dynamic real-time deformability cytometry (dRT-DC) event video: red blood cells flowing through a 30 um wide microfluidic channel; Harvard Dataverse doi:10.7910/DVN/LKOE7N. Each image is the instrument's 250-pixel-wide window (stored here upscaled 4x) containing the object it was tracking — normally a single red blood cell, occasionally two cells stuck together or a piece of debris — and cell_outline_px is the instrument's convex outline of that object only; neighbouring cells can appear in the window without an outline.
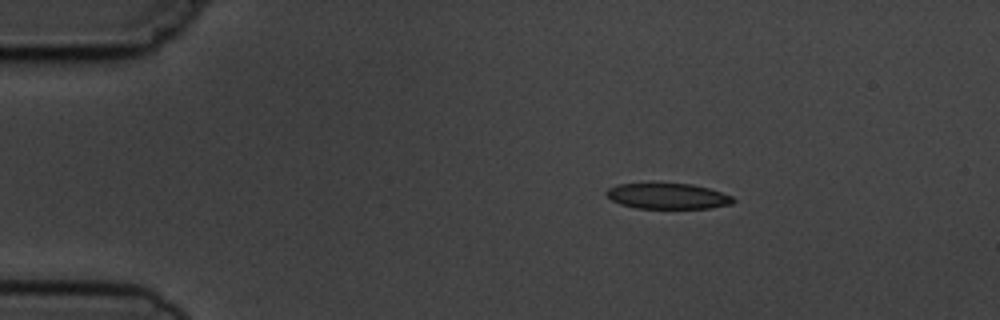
{"species": "common noctule bat (a hibernating species)", "species_latin": "Nyctalus noctula", "temperature_condition": "cold", "stored_images_in_passage": 4, "camera_frame_rate_fps": 3000, "um_per_image_px": 0.085, "animal": {"sex": "male", "body_mass_g": 19.5, "forearm_length_mm": 54.6}, "frame": {"image": 1, "passage_image": 2, "time_ms": 1.0, "image_size_px": [1000, 320], "cell_outline_px": [[736, 200], [732, 204], [708, 208], [636, 208], [620, 204], [612, 200], [604, 192], [608, 188], [620, 184], [692, 184], [708, 188], [732, 196]], "centroid_in_image_um": [56.76, 16.68], "position_along_channel_um": 28.2, "area_um2": 18.73}}
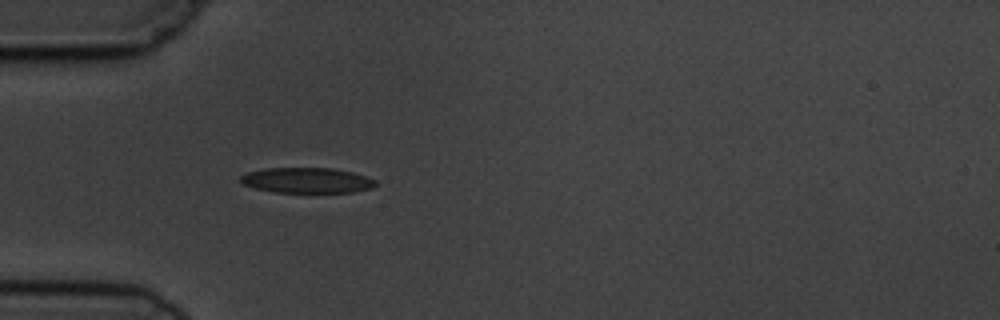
{"frame": {"image": 2, "passage_image": 4, "time_ms": 3.333, "image_size_px": [1000, 320], "cell_outline_px": [[376, 184], [372, 188], [352, 192], [272, 192], [256, 188], [244, 184], [240, 180], [240, 176], [248, 172], [268, 168], [332, 168], [352, 172], [376, 180]], "centroid_in_image_um": [26.09, 15.33], "position_along_channel_um": 58.9, "area_um2": 19.77}}